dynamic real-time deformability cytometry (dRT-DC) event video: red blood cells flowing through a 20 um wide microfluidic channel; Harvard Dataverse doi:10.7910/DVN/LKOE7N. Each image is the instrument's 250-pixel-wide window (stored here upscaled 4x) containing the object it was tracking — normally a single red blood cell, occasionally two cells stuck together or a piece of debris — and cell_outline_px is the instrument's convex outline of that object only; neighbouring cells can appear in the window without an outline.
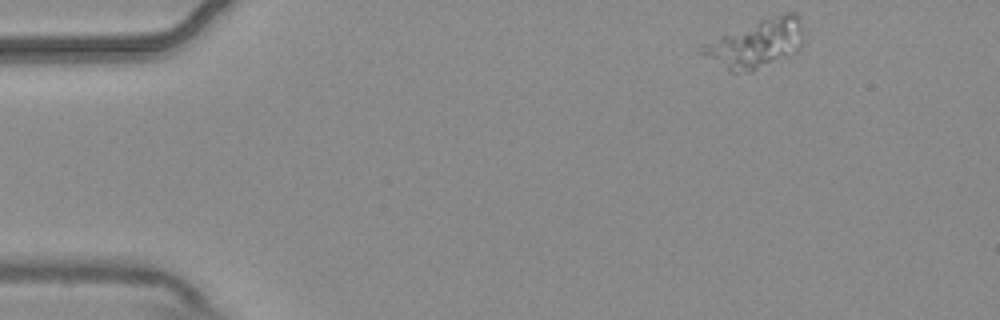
{"species": "common noctule bat (a hibernating species)", "species_latin": "Nyctalus noctula", "temperature_condition": "warm", "stored_images_in_passage": 3, "camera_frame_rate_fps": 3000, "um_per_image_px": 0.085, "animal": {"sex": "male", "body_mass_g": 20.4}, "frame": {"image": 1, "passage_image": 1, "time_ms": 0.0, "image_size_px": [1000, 320], "cell_outline_px": [[804, 40], [800, 48], [792, 56], [752, 72], [732, 72], [696, 52], [700, 44], [760, 20], [784, 12], [796, 12], [800, 16], [804, 32]], "centroid_in_image_um": [64.31, 3.72], "position_along_channel_um": 20.7, "area_um2": 29.13}}
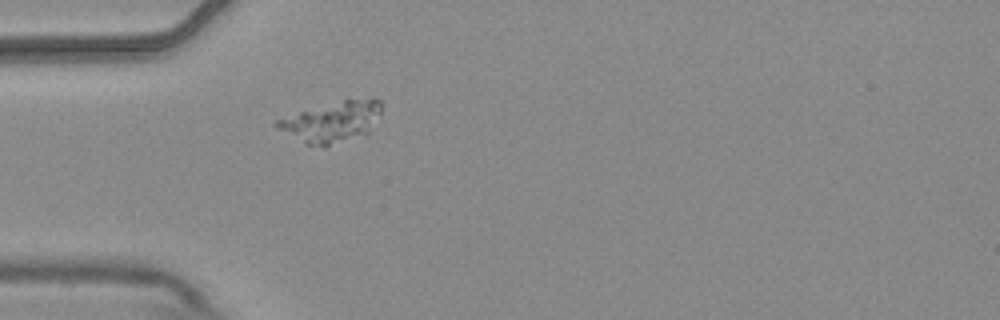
{"frame": {"image": 2, "passage_image": 3, "time_ms": 0.667, "image_size_px": [1000, 320], "cell_outline_px": [[384, 104], [380, 112], [368, 132], [364, 136], [324, 148], [304, 144], [276, 128], [272, 124], [276, 120], [348, 96], [380, 100]], "centroid_in_image_um": [28.22, 10.35], "position_along_channel_um": 56.8, "area_um2": 25.55}}